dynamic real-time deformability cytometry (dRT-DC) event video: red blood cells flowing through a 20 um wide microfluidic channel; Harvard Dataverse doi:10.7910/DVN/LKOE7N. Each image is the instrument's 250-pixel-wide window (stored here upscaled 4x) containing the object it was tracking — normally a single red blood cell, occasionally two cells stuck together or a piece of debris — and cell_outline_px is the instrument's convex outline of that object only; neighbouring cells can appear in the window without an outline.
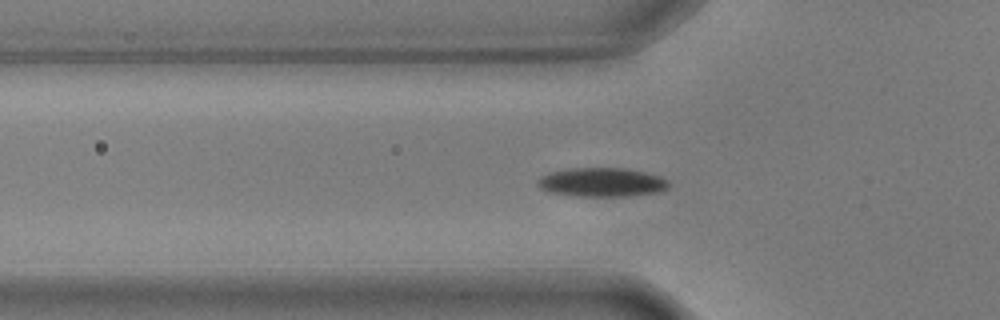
{"species": "common noctule bat (a hibernating species)", "species_latin": "Nyctalus noctula", "temperature_condition": "warm", "stored_images_in_passage": 50, "camera_frame_rate_fps": 3000, "um_per_image_px": 0.085, "animal": {"sex": "male", "body_mass_g": 17.9, "forearm_length_mm": 54.2}, "frame": {"image": 1, "passage_image": 11, "time_ms": 3.333, "image_size_px": [1000, 320], "cell_outline_px": [[668, 188], [660, 192], [628, 196], [576, 196], [548, 192], [540, 188], [536, 184], [536, 180], [540, 176], [548, 172], [568, 168], [624, 168], [644, 172], [660, 176], [668, 180]], "centroid_in_image_um": [51.11, 15.49], "position_along_channel_um": 74.7, "area_um2": 22.37}}
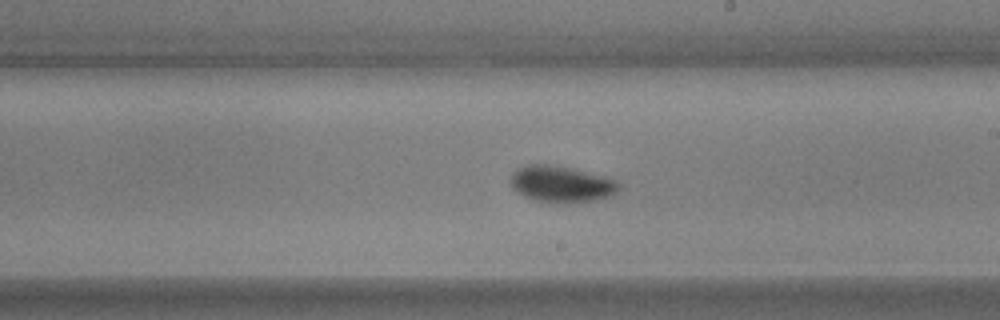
{"frame": {"image": 2, "passage_image": 25, "time_ms": 8.0, "image_size_px": [1000, 320], "cell_outline_px": [[620, 188], [612, 196], [596, 200], [564, 204], [560, 204], [536, 200], [524, 196], [516, 192], [512, 188], [508, 180], [512, 172], [516, 168], [528, 164], [548, 164], [576, 168], [608, 176], [616, 180], [620, 184]], "centroid_in_image_um": [47.72, 15.64], "position_along_channel_um": 241.3, "area_um2": 23.81}}
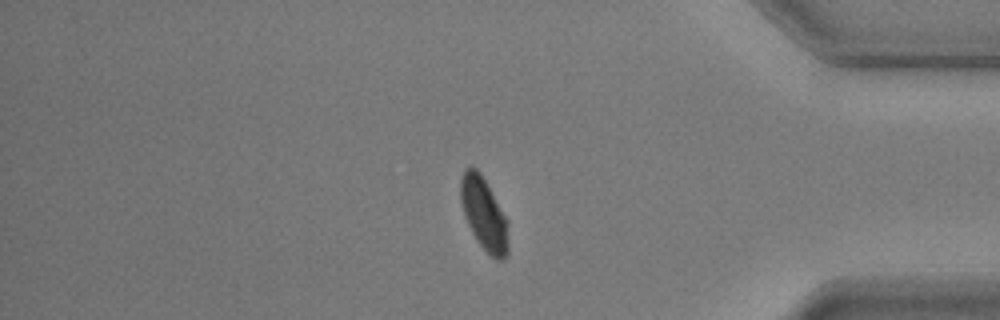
{"frame": {"image": 3, "passage_image": 40, "time_ms": 13.0, "image_size_px": [1000, 320], "cell_outline_px": [[508, 252], [504, 260], [496, 260], [476, 240], [464, 216], [460, 200], [460, 176], [464, 168], [476, 168], [480, 172], [508, 220]], "centroid_in_image_um": [41.13, 18.18], "position_along_channel_um": 394.1, "area_um2": 20.23}, "authors_computed_cell_mechanics": {"area_um2": 20.8658, "velocity_mm_per_s": 3.5569, "shape_relaxation_time_tau1_ms": 2.9788, "shape_relaxation_time_tau2_ms": null, "deformation_change_tau1": 0.1364, "deformation_change_tau2": null}}